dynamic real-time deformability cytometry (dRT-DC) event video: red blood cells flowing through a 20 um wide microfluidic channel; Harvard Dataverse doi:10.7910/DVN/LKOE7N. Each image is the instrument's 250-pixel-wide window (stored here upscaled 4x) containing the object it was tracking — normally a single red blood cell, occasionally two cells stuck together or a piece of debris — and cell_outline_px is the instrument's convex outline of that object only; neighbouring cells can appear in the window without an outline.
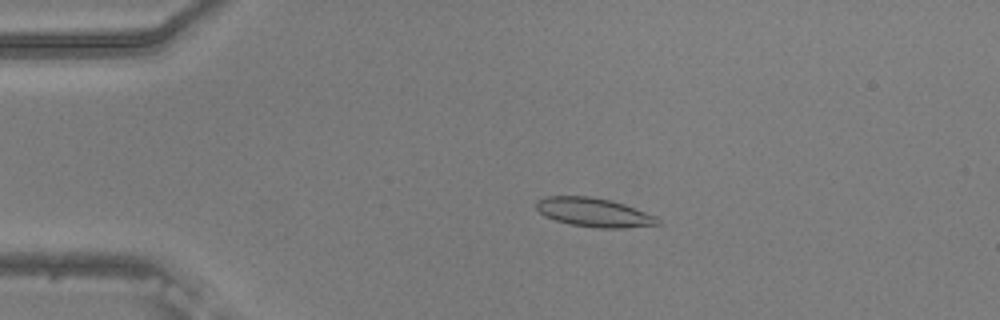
{"species": "common noctule bat (a hibernating species)", "species_latin": "Nyctalus noctula", "temperature_condition": "warm", "stored_images_in_passage": 55, "camera_frame_rate_fps": 3000, "um_per_image_px": 0.085, "animal": {"sex": "male", "body_mass_g": 20.5, "forearm_length_mm": 52.5}, "frame": {"image": 1, "passage_image": 12, "time_ms": 3.667, "image_size_px": [1000, 320], "cell_outline_px": [[660, 224], [624, 228], [600, 228], [572, 224], [556, 220], [544, 216], [536, 208], [536, 204], [540, 200], [548, 196], [588, 196], [612, 200], [624, 204], [656, 216], [660, 220]], "centroid_in_image_um": [50.51, 18.05], "position_along_channel_um": 34.5, "area_um2": 20.23}}
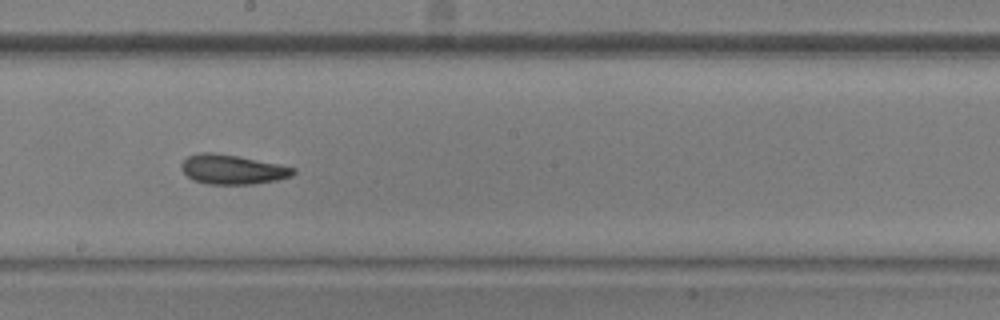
{"frame": {"image": 2, "passage_image": 31, "time_ms": 10.0, "image_size_px": [1000, 320], "cell_outline_px": [[296, 172], [292, 176], [276, 180], [256, 184], [208, 184], [192, 180], [180, 168], [180, 164], [188, 156], [200, 152], [212, 152], [236, 156], [296, 168]], "centroid_in_image_um": [19.73, 14.41], "position_along_channel_um": 228.5, "area_um2": 19.13}}
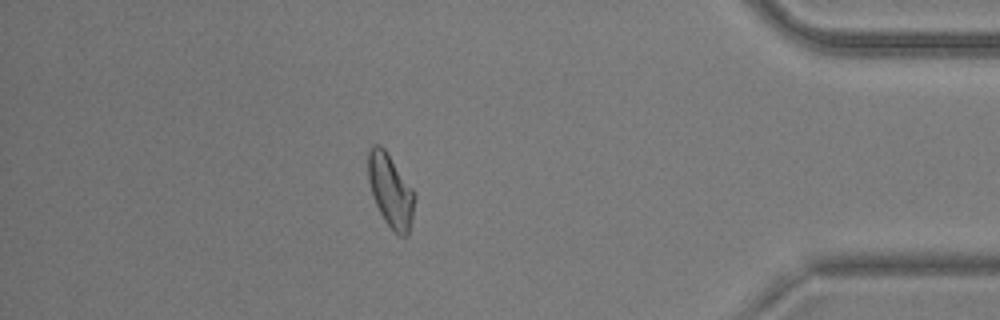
{"frame": {"image": 3, "passage_image": 48, "time_ms": 15.667, "image_size_px": [1000, 320], "cell_outline_px": [[416, 196], [412, 220], [408, 236], [400, 236], [384, 220], [376, 204], [368, 180], [368, 152], [372, 144], [380, 144], [384, 148], [416, 192]], "centroid_in_image_um": [33.22, 16.19], "position_along_channel_um": 402.0, "area_um2": 19.83}, "authors_computed_cell_mechanics": {"area_um2": 19.9988, "velocity_mm_per_s": 3.7402, "shape_relaxation_time_tau1_ms": null, "shape_relaxation_time_tau2_ms": 3.8744, "deformation_change_tau1": null, "deformation_change_tau2": 0.115}}